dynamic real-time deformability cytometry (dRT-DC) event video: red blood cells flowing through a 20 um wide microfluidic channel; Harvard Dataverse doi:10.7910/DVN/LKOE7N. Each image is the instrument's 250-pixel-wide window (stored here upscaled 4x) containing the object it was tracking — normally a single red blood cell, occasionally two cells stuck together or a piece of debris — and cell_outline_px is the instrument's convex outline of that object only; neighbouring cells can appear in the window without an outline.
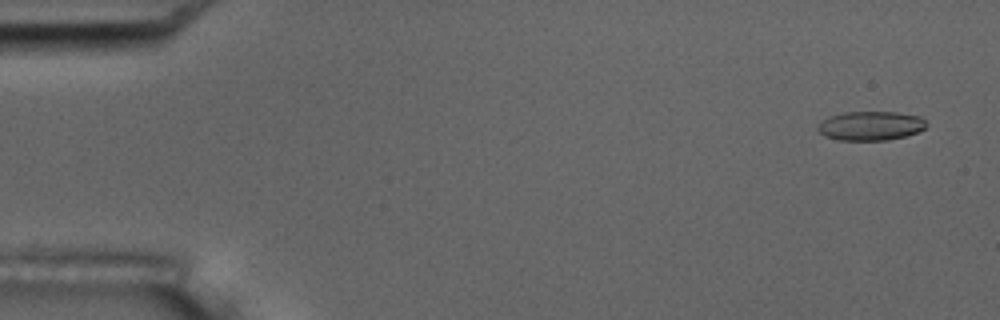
{"species": "common noctule bat (a hibernating species)", "species_latin": "Nyctalus noctula", "temperature_condition": "room temperature", "stored_images_in_passage": 56, "camera_frame_rate_fps": 3000, "um_per_image_px": 0.085, "animal": {"sex": "male", "body_mass_g": 17.5, "forearm_length_mm": 52.3}, "frame": {"image": 1, "passage_image": 3, "time_ms": 0.667, "image_size_px": [1000, 320], "cell_outline_px": [[928, 124], [924, 128], [908, 136], [888, 140], [836, 140], [824, 136], [816, 128], [816, 124], [820, 120], [828, 116], [844, 112], [896, 112], [920, 116]], "centroid_in_image_um": [73.95, 10.69], "position_along_channel_um": 11.0, "area_um2": 18.73}}
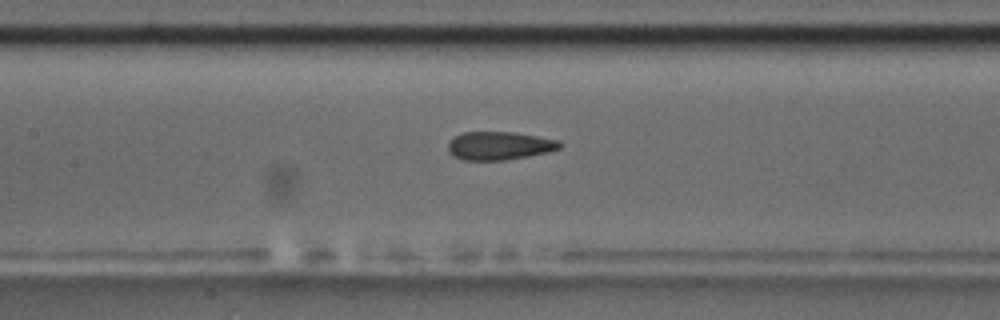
{"frame": {"image": 2, "passage_image": 26, "time_ms": 8.333, "image_size_px": [1000, 320], "cell_outline_px": [[564, 144], [560, 148], [548, 152], [528, 156], [504, 160], [464, 160], [448, 152], [448, 144], [456, 136], [464, 132], [516, 132], [560, 140]], "centroid_in_image_um": [42.5, 12.38], "position_along_channel_um": 164.9, "area_um2": 18.38}}
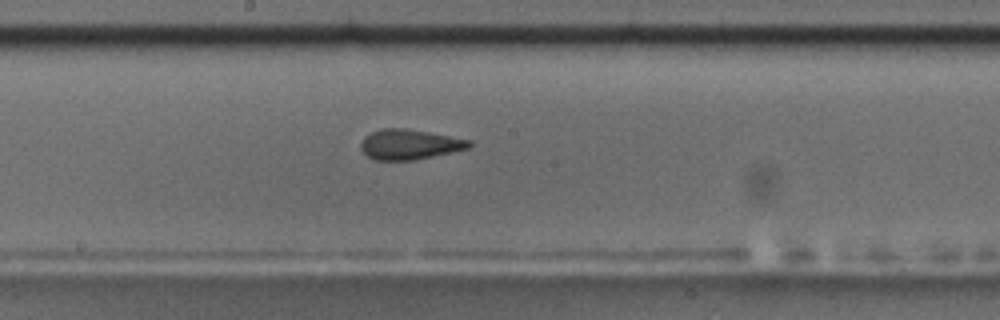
{"frame": {"image": 3, "passage_image": 30, "time_ms": 9.667, "image_size_px": [1000, 320], "cell_outline_px": [[472, 144], [468, 148], [452, 152], [416, 160], [372, 160], [360, 148], [360, 144], [364, 136], [372, 132], [384, 128], [404, 128], [428, 132], [472, 140]], "centroid_in_image_um": [34.8, 12.28], "position_along_channel_um": 213.4, "area_um2": 19.02}, "authors_computed_cell_mechanics": {"area_um2": 19.074, "velocity_mm_per_s": 3.6609, "shape_relaxation_time_tau1_ms": 9.6323, "shape_relaxation_time_tau2_ms": 2.0373, "deformation_change_tau1": 0.2257, "deformation_change_tau2": 0.0998}}